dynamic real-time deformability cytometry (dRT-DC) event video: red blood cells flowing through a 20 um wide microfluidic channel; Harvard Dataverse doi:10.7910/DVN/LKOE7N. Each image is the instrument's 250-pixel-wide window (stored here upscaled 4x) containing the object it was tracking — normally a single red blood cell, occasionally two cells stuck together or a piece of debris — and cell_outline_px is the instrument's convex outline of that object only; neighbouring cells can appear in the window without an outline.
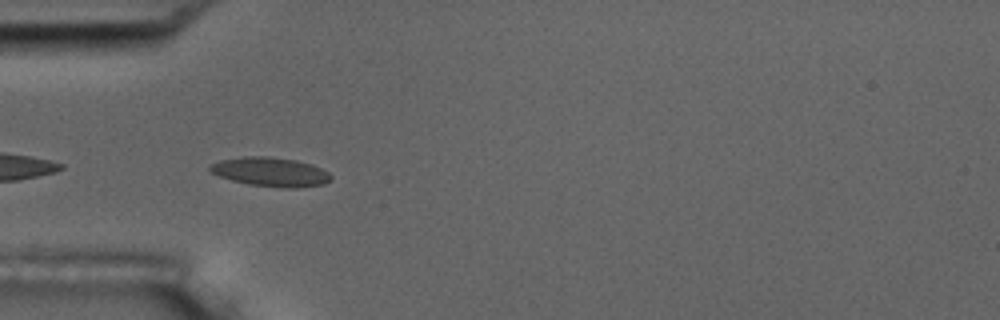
{"species": "common noctule bat (a hibernating species)", "species_latin": "Nyctalus noctula", "temperature_condition": "room temperature", "stored_images_in_passage": 8, "camera_frame_rate_fps": 3000, "um_per_image_px": 0.085, "animal": {"sex": "male", "body_mass_g": 17.5, "forearm_length_mm": 52.3}, "frame": {"image": 1, "passage_image": 5, "time_ms": 5.667, "image_size_px": [1000, 320], "cell_outline_px": [[332, 176], [324, 184], [292, 188], [284, 188], [248, 184], [232, 180], [220, 176], [212, 172], [208, 168], [212, 164], [220, 160], [244, 156], [268, 156], [296, 160], [312, 164], [328, 172]], "centroid_in_image_um": [23.0, 14.6], "position_along_channel_um": 62.0, "area_um2": 20.35}}
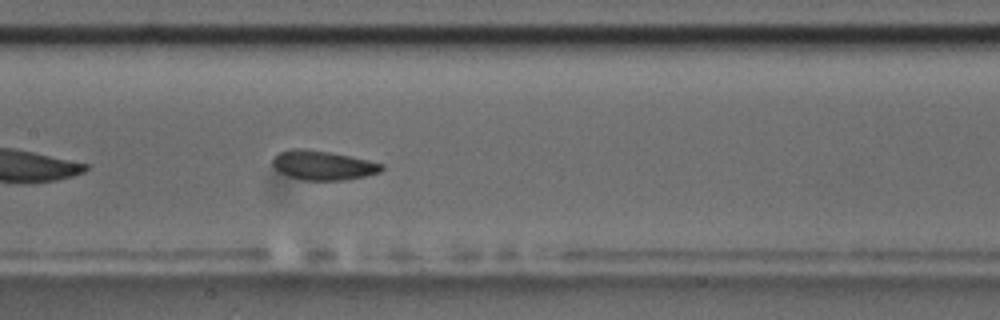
{"frame": {"image": 2, "passage_image": 8, "time_ms": 9.0, "image_size_px": [1000, 320], "cell_outline_px": [[384, 168], [380, 172], [364, 176], [344, 180], [300, 180], [288, 176], [280, 172], [272, 164], [272, 160], [280, 152], [292, 148], [304, 148], [328, 152], [368, 160], [384, 164]], "centroid_in_image_um": [27.44, 14.05], "position_along_channel_um": 180.0, "area_um2": 18.5}}